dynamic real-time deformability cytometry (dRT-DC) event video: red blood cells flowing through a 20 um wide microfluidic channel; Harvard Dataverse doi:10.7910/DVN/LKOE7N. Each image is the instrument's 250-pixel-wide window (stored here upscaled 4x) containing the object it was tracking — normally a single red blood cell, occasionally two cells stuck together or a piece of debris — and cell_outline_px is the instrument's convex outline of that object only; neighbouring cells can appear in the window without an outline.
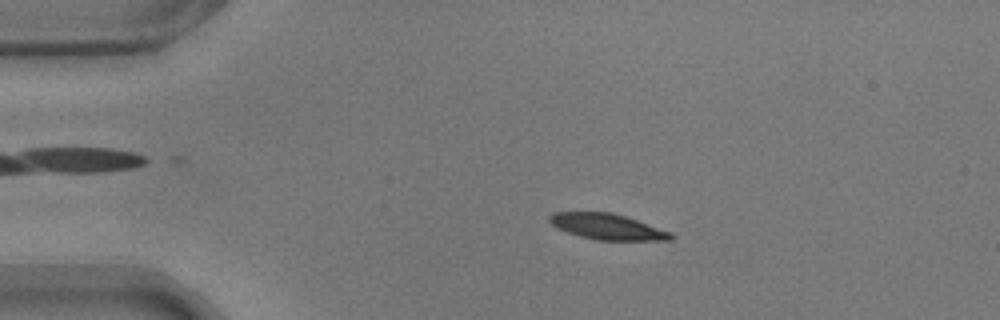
{"species": "common noctule bat (a hibernating species)", "species_latin": "Nyctalus noctula", "temperature_condition": "warm", "stored_images_in_passage": 58, "camera_frame_rate_fps": 3000, "um_per_image_px": 0.085, "animal": {"sex": "male", "body_mass_g": 17.9}, "frame": {"image": 1, "passage_image": 11, "time_ms": 3.333, "image_size_px": [1000, 320], "cell_outline_px": [[672, 240], [596, 240], [580, 236], [556, 228], [548, 220], [548, 216], [552, 212], [612, 212], [672, 232]], "centroid_in_image_um": [51.58, 19.26], "position_along_channel_um": 33.4, "area_um2": 18.15}}
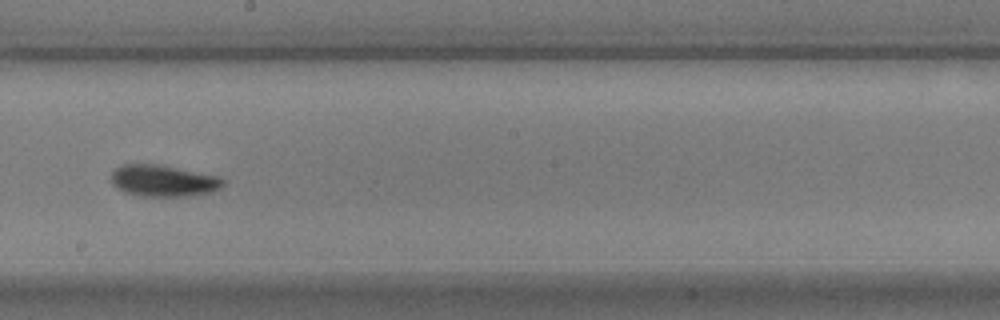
{"frame": {"image": 2, "passage_image": 32, "time_ms": 10.333, "image_size_px": [1000, 320], "cell_outline_px": [[224, 184], [220, 188], [212, 192], [192, 196], [140, 196], [124, 192], [112, 184], [112, 172], [116, 168], [124, 164], [156, 164], [220, 176], [224, 180]], "centroid_in_image_um": [13.9, 15.37], "position_along_channel_um": 234.3, "area_um2": 20.58}}
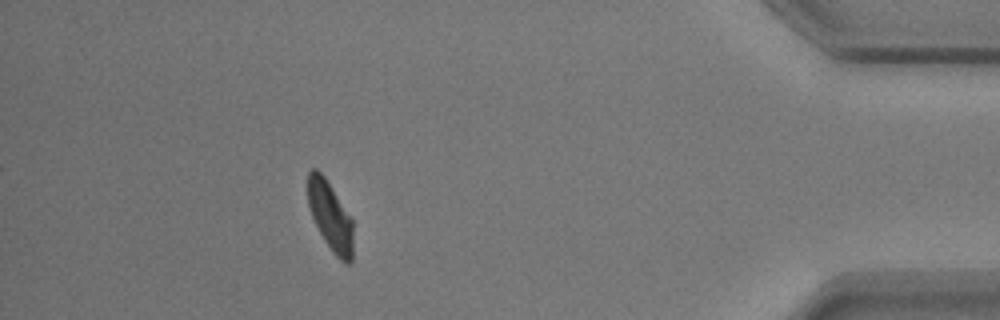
{"frame": {"image": 3, "passage_image": 51, "time_ms": 16.667, "image_size_px": [1000, 320], "cell_outline_px": [[352, 264], [344, 264], [332, 252], [324, 240], [312, 216], [308, 204], [308, 172], [312, 168], [316, 168], [324, 176], [352, 216]], "centroid_in_image_um": [28.09, 18.38], "position_along_channel_um": 407.1, "area_um2": 18.32}, "authors_computed_cell_mechanics": {"area_um2": 19.5364, "velocity_mm_per_s": 3.5118, "shape_relaxation_time_tau1_ms": 3.5765, "shape_relaxation_time_tau2_ms": 2.3021, "deformation_change_tau1": 0.1295, "deformation_change_tau2": 0.078}}